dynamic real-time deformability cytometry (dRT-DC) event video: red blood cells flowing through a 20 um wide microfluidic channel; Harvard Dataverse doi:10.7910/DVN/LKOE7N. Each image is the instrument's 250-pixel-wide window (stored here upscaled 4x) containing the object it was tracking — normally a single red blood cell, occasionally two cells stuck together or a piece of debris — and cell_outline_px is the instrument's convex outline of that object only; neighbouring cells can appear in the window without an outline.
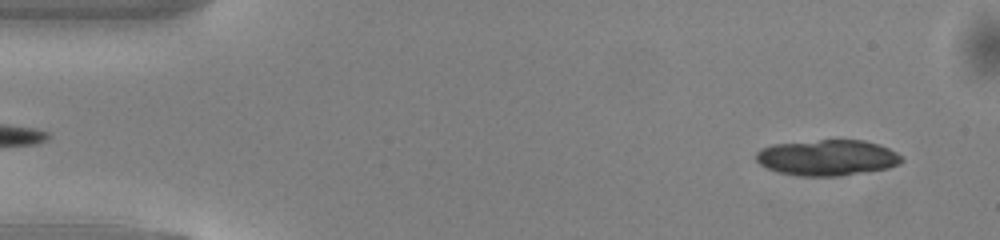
{"species": "common noctule bat (a hibernating species)", "species_latin": "Nyctalus noctula", "temperature_condition": "warm", "stored_images_in_passage": 46, "segment_of_instrument_passage": [1, 2], "camera_frame_rate_fps": 3000, "um_per_image_px": 0.085, "animal": {"sex": "male", "body_mass_g": 13.0, "forearm_length_mm": 53.1}, "frame": {"image": 1, "passage_image": 2, "time_ms": 0.333, "image_size_px": [1000, 240], "cell_outline_px": [[904, 160], [900, 164], [888, 168], [840, 176], [800, 176], [776, 172], [760, 164], [756, 160], [756, 152], [760, 148], [772, 144], [820, 140], [864, 140], [880, 144], [896, 152]], "centroid_in_image_um": [70.31, 13.4], "position_along_channel_um": 14.7, "area_um2": 30.58}}